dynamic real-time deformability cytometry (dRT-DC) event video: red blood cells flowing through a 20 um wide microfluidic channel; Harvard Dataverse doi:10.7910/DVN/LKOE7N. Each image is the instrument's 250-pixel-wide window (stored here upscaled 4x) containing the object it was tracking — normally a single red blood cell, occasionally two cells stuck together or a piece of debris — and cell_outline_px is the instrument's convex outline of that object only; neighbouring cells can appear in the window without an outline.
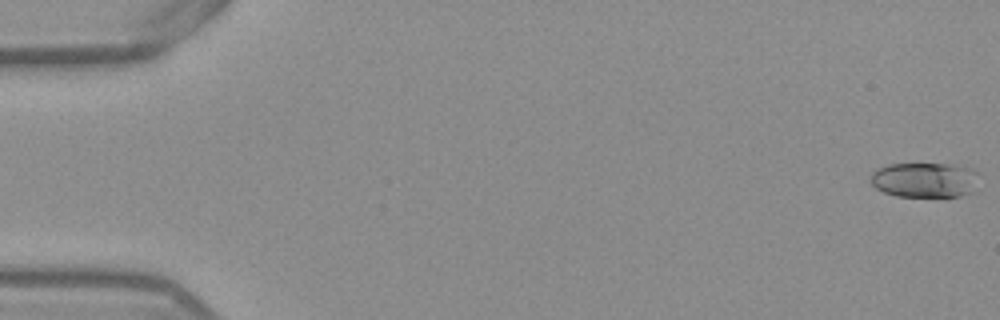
{"species": "Egyptian fruit bat (a non-hibernating species)", "species_latin": "Rousettus aegyptiacus", "temperature_condition": "warm", "stored_images_in_passage": 53, "camera_frame_rate_fps": 3000, "um_per_image_px": 0.085, "frame": {"image": 1, "passage_image": 1, "time_ms": 0.0, "image_size_px": [1000, 320], "cell_outline_px": [[976, 172], [972, 192], [960, 196], [944, 200], [896, 196], [884, 192], [876, 188], [872, 184], [872, 172], [888, 164], [964, 164], [972, 168]], "centroid_in_image_um": [78.63, 15.34], "position_along_channel_um": 6.4, "area_um2": 22.83}}
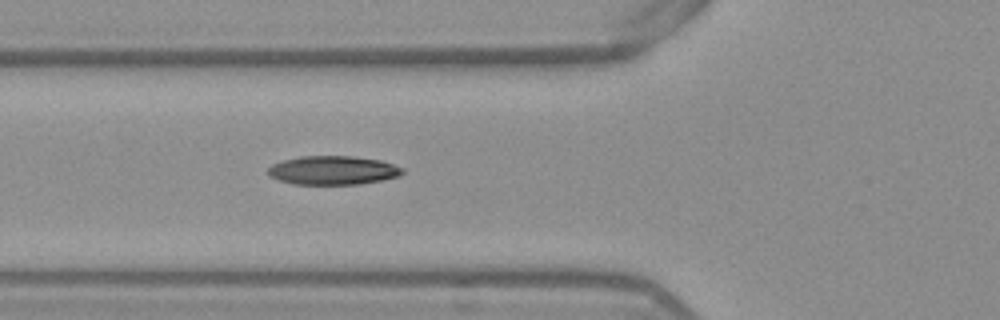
{"frame": {"image": 2, "passage_image": 20, "time_ms": 6.333, "image_size_px": [1000, 320], "cell_outline_px": [[404, 172], [400, 176], [360, 184], [292, 184], [268, 176], [268, 168], [272, 164], [284, 160], [300, 156], [352, 156], [380, 160], [404, 168]], "centroid_in_image_um": [28.3, 14.47], "position_along_channel_um": 97.5, "area_um2": 22.54}}
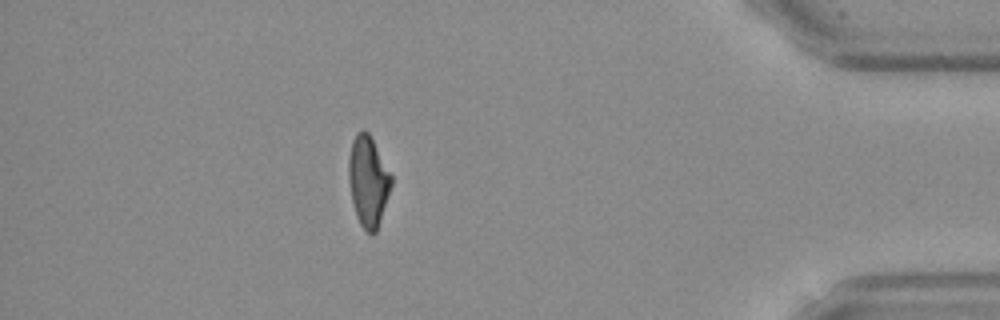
{"frame": {"image": 3, "passage_image": 47, "time_ms": 15.333, "image_size_px": [1000, 320], "cell_outline_px": [[392, 184], [376, 232], [372, 236], [360, 224], [356, 216], [352, 200], [348, 180], [348, 160], [352, 140], [356, 132], [364, 128], [368, 132], [392, 176]], "centroid_in_image_um": [31.27, 15.38], "position_along_channel_um": 403.9, "area_um2": 22.37}, "authors_computed_cell_mechanics": {"area_um2": 22.3686, "velocity_mm_per_s": 3.8888, "shape_relaxation_time_tau1_ms": 9.2192, "shape_relaxation_time_tau2_ms": 3.4276, "deformation_change_tau1": 0.2386, "deformation_change_tau2": 0.1004}}